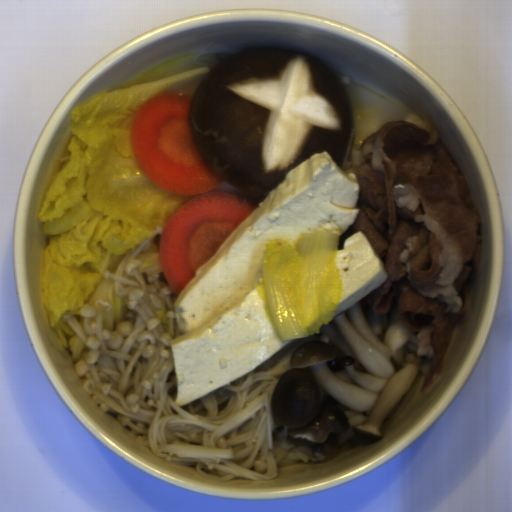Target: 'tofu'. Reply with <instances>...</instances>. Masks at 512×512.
Returning a JSON list of instances; mask_svg holds the SVG:
<instances>
[{
  "label": "tofu",
  "mask_w": 512,
  "mask_h": 512,
  "mask_svg": "<svg viewBox=\"0 0 512 512\" xmlns=\"http://www.w3.org/2000/svg\"><path fill=\"white\" fill-rule=\"evenodd\" d=\"M356 173L329 153H315L285 176L197 270L173 307L181 334L171 342L174 404L184 405L252 372L293 339L281 342L258 284L266 243L310 231L339 237L356 221Z\"/></svg>",
  "instance_id": "tofu-1"
},
{
  "label": "tofu",
  "mask_w": 512,
  "mask_h": 512,
  "mask_svg": "<svg viewBox=\"0 0 512 512\" xmlns=\"http://www.w3.org/2000/svg\"><path fill=\"white\" fill-rule=\"evenodd\" d=\"M344 293L333 317L355 305L387 279L383 262L365 232L347 238L335 265Z\"/></svg>",
  "instance_id": "tofu-2"
}]
</instances>
